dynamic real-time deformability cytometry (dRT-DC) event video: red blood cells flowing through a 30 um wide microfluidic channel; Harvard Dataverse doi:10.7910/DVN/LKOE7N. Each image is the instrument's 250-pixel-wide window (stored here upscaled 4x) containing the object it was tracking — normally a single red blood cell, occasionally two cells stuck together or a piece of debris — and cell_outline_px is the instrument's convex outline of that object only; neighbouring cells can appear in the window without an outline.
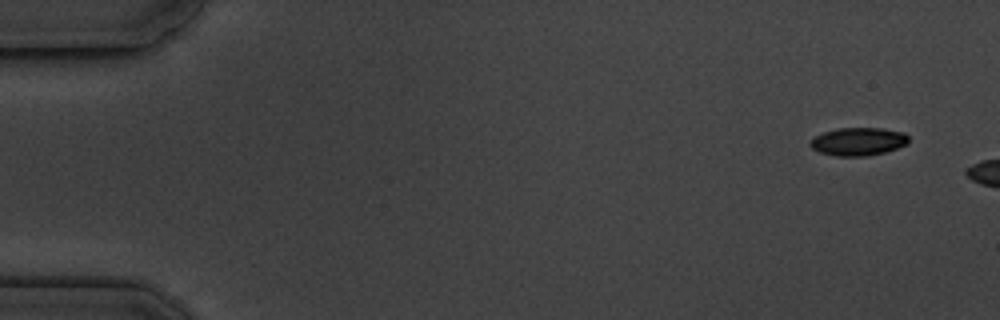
{"species": "common noctule bat (a hibernating species)", "species_latin": "Nyctalus noctula", "temperature_condition": "cold", "stored_images_in_passage": 3, "camera_frame_rate_fps": 3000, "um_per_image_px": 0.085, "animal": {"sex": "male", "body_mass_g": 19.5, "forearm_length_mm": 54.6}, "frame": {"image": 1, "passage_image": 1, "time_ms": 0.0, "image_size_px": [1000, 320], "cell_outline_px": [[908, 144], [884, 152], [868, 156], [836, 156], [820, 152], [812, 148], [808, 144], [816, 136], [824, 132], [836, 128], [884, 128], [904, 132], [908, 136]], "centroid_in_image_um": [72.97, 12.02], "position_along_channel_um": 12.0, "area_um2": 16.07}}